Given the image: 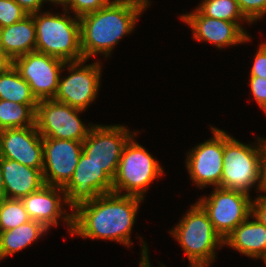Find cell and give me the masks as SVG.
<instances>
[{"label": "cell", "instance_id": "1", "mask_svg": "<svg viewBox=\"0 0 266 267\" xmlns=\"http://www.w3.org/2000/svg\"><path fill=\"white\" fill-rule=\"evenodd\" d=\"M140 197L114 192L99 195L73 210L72 235L113 240L129 246Z\"/></svg>", "mask_w": 266, "mask_h": 267}, {"label": "cell", "instance_id": "2", "mask_svg": "<svg viewBox=\"0 0 266 267\" xmlns=\"http://www.w3.org/2000/svg\"><path fill=\"white\" fill-rule=\"evenodd\" d=\"M148 0H113L79 18L81 51L85 60L98 53L109 56L119 39L134 30Z\"/></svg>", "mask_w": 266, "mask_h": 267}, {"label": "cell", "instance_id": "3", "mask_svg": "<svg viewBox=\"0 0 266 267\" xmlns=\"http://www.w3.org/2000/svg\"><path fill=\"white\" fill-rule=\"evenodd\" d=\"M258 144L245 145L223 130L222 188L249 194L250 188L257 183L261 193L266 139L258 138Z\"/></svg>", "mask_w": 266, "mask_h": 267}, {"label": "cell", "instance_id": "4", "mask_svg": "<svg viewBox=\"0 0 266 267\" xmlns=\"http://www.w3.org/2000/svg\"><path fill=\"white\" fill-rule=\"evenodd\" d=\"M36 26L35 51L65 62L83 60L81 51L80 20L65 12L62 15L48 12L31 14ZM77 19V20H76Z\"/></svg>", "mask_w": 266, "mask_h": 267}, {"label": "cell", "instance_id": "5", "mask_svg": "<svg viewBox=\"0 0 266 267\" xmlns=\"http://www.w3.org/2000/svg\"><path fill=\"white\" fill-rule=\"evenodd\" d=\"M170 233L183 248L190 267H208L215 259V248L224 240L213 228L207 213L196 202Z\"/></svg>", "mask_w": 266, "mask_h": 267}, {"label": "cell", "instance_id": "6", "mask_svg": "<svg viewBox=\"0 0 266 267\" xmlns=\"http://www.w3.org/2000/svg\"><path fill=\"white\" fill-rule=\"evenodd\" d=\"M132 136L124 146L112 192L144 199L148 186L164 171L148 151Z\"/></svg>", "mask_w": 266, "mask_h": 267}, {"label": "cell", "instance_id": "7", "mask_svg": "<svg viewBox=\"0 0 266 267\" xmlns=\"http://www.w3.org/2000/svg\"><path fill=\"white\" fill-rule=\"evenodd\" d=\"M197 203L223 240L251 215L250 194L239 190L215 187L209 197H202Z\"/></svg>", "mask_w": 266, "mask_h": 267}, {"label": "cell", "instance_id": "8", "mask_svg": "<svg viewBox=\"0 0 266 267\" xmlns=\"http://www.w3.org/2000/svg\"><path fill=\"white\" fill-rule=\"evenodd\" d=\"M84 110L54 99L40 100L36 108L35 125L43 138L83 142L91 129L84 125L78 113Z\"/></svg>", "mask_w": 266, "mask_h": 267}, {"label": "cell", "instance_id": "9", "mask_svg": "<svg viewBox=\"0 0 266 267\" xmlns=\"http://www.w3.org/2000/svg\"><path fill=\"white\" fill-rule=\"evenodd\" d=\"M135 132L124 125H93L83 141L82 153L113 180L116 176L124 146Z\"/></svg>", "mask_w": 266, "mask_h": 267}, {"label": "cell", "instance_id": "10", "mask_svg": "<svg viewBox=\"0 0 266 267\" xmlns=\"http://www.w3.org/2000/svg\"><path fill=\"white\" fill-rule=\"evenodd\" d=\"M29 84L38 101L53 99L58 90L60 73L66 62L38 51L16 57L12 62Z\"/></svg>", "mask_w": 266, "mask_h": 267}, {"label": "cell", "instance_id": "11", "mask_svg": "<svg viewBox=\"0 0 266 267\" xmlns=\"http://www.w3.org/2000/svg\"><path fill=\"white\" fill-rule=\"evenodd\" d=\"M85 61L87 60L66 62L70 75L59 78L54 100L85 110L96 99L101 80V65L98 61L83 65Z\"/></svg>", "mask_w": 266, "mask_h": 267}, {"label": "cell", "instance_id": "12", "mask_svg": "<svg viewBox=\"0 0 266 267\" xmlns=\"http://www.w3.org/2000/svg\"><path fill=\"white\" fill-rule=\"evenodd\" d=\"M214 137L188 152L186 168L190 179L199 188L207 185L221 187L223 172V130L211 127Z\"/></svg>", "mask_w": 266, "mask_h": 267}, {"label": "cell", "instance_id": "13", "mask_svg": "<svg viewBox=\"0 0 266 267\" xmlns=\"http://www.w3.org/2000/svg\"><path fill=\"white\" fill-rule=\"evenodd\" d=\"M83 142L43 138V179L46 185L64 187L82 153Z\"/></svg>", "mask_w": 266, "mask_h": 267}, {"label": "cell", "instance_id": "14", "mask_svg": "<svg viewBox=\"0 0 266 267\" xmlns=\"http://www.w3.org/2000/svg\"><path fill=\"white\" fill-rule=\"evenodd\" d=\"M113 180L95 163L81 153L71 180L63 187L67 205L75 210L99 195L112 192Z\"/></svg>", "mask_w": 266, "mask_h": 267}, {"label": "cell", "instance_id": "15", "mask_svg": "<svg viewBox=\"0 0 266 267\" xmlns=\"http://www.w3.org/2000/svg\"><path fill=\"white\" fill-rule=\"evenodd\" d=\"M0 157L43 169V137L36 125L0 130Z\"/></svg>", "mask_w": 266, "mask_h": 267}, {"label": "cell", "instance_id": "16", "mask_svg": "<svg viewBox=\"0 0 266 267\" xmlns=\"http://www.w3.org/2000/svg\"><path fill=\"white\" fill-rule=\"evenodd\" d=\"M192 12L183 14L180 19L192 28L193 39L213 43L219 49L251 40L240 22L209 18L201 15L197 10Z\"/></svg>", "mask_w": 266, "mask_h": 267}, {"label": "cell", "instance_id": "17", "mask_svg": "<svg viewBox=\"0 0 266 267\" xmlns=\"http://www.w3.org/2000/svg\"><path fill=\"white\" fill-rule=\"evenodd\" d=\"M21 201L24 204L30 220H35L49 229L53 225L58 226V218L62 216L63 220L69 225L68 231L72 233L73 213H64L65 211L62 210V205L67 203L66 195L62 187L45 184L39 190L23 197Z\"/></svg>", "mask_w": 266, "mask_h": 267}, {"label": "cell", "instance_id": "18", "mask_svg": "<svg viewBox=\"0 0 266 267\" xmlns=\"http://www.w3.org/2000/svg\"><path fill=\"white\" fill-rule=\"evenodd\" d=\"M5 198L22 199L39 190L44 183L42 170L0 157Z\"/></svg>", "mask_w": 266, "mask_h": 267}, {"label": "cell", "instance_id": "19", "mask_svg": "<svg viewBox=\"0 0 266 267\" xmlns=\"http://www.w3.org/2000/svg\"><path fill=\"white\" fill-rule=\"evenodd\" d=\"M250 217L225 238L224 244L248 257L261 258L266 262V226L256 219L249 220Z\"/></svg>", "mask_w": 266, "mask_h": 267}, {"label": "cell", "instance_id": "20", "mask_svg": "<svg viewBox=\"0 0 266 267\" xmlns=\"http://www.w3.org/2000/svg\"><path fill=\"white\" fill-rule=\"evenodd\" d=\"M0 45L12 62L16 57L35 51L36 26L32 15L10 26L0 28Z\"/></svg>", "mask_w": 266, "mask_h": 267}, {"label": "cell", "instance_id": "21", "mask_svg": "<svg viewBox=\"0 0 266 267\" xmlns=\"http://www.w3.org/2000/svg\"><path fill=\"white\" fill-rule=\"evenodd\" d=\"M48 231L41 223L29 220L8 231H0V260L26 248Z\"/></svg>", "mask_w": 266, "mask_h": 267}, {"label": "cell", "instance_id": "22", "mask_svg": "<svg viewBox=\"0 0 266 267\" xmlns=\"http://www.w3.org/2000/svg\"><path fill=\"white\" fill-rule=\"evenodd\" d=\"M0 99L19 104H38L29 84L11 63L0 68Z\"/></svg>", "mask_w": 266, "mask_h": 267}, {"label": "cell", "instance_id": "23", "mask_svg": "<svg viewBox=\"0 0 266 267\" xmlns=\"http://www.w3.org/2000/svg\"><path fill=\"white\" fill-rule=\"evenodd\" d=\"M37 105L0 99V130L35 126Z\"/></svg>", "mask_w": 266, "mask_h": 267}, {"label": "cell", "instance_id": "24", "mask_svg": "<svg viewBox=\"0 0 266 267\" xmlns=\"http://www.w3.org/2000/svg\"><path fill=\"white\" fill-rule=\"evenodd\" d=\"M201 15L229 22L248 21L236 0H202L196 9Z\"/></svg>", "mask_w": 266, "mask_h": 267}, {"label": "cell", "instance_id": "25", "mask_svg": "<svg viewBox=\"0 0 266 267\" xmlns=\"http://www.w3.org/2000/svg\"><path fill=\"white\" fill-rule=\"evenodd\" d=\"M30 220L21 199H0V231H8Z\"/></svg>", "mask_w": 266, "mask_h": 267}, {"label": "cell", "instance_id": "26", "mask_svg": "<svg viewBox=\"0 0 266 267\" xmlns=\"http://www.w3.org/2000/svg\"><path fill=\"white\" fill-rule=\"evenodd\" d=\"M28 13L15 0H0V28L23 20Z\"/></svg>", "mask_w": 266, "mask_h": 267}, {"label": "cell", "instance_id": "27", "mask_svg": "<svg viewBox=\"0 0 266 267\" xmlns=\"http://www.w3.org/2000/svg\"><path fill=\"white\" fill-rule=\"evenodd\" d=\"M109 2L110 0H69L66 9L63 10L69 13L70 9L67 8L69 7L72 9L71 11L76 14L75 16L80 18L86 14L102 9Z\"/></svg>", "mask_w": 266, "mask_h": 267}, {"label": "cell", "instance_id": "28", "mask_svg": "<svg viewBox=\"0 0 266 267\" xmlns=\"http://www.w3.org/2000/svg\"><path fill=\"white\" fill-rule=\"evenodd\" d=\"M239 8L248 20L252 23L266 14V0H236Z\"/></svg>", "mask_w": 266, "mask_h": 267}, {"label": "cell", "instance_id": "29", "mask_svg": "<svg viewBox=\"0 0 266 267\" xmlns=\"http://www.w3.org/2000/svg\"><path fill=\"white\" fill-rule=\"evenodd\" d=\"M250 89L259 107L266 112V78L250 76Z\"/></svg>", "mask_w": 266, "mask_h": 267}, {"label": "cell", "instance_id": "30", "mask_svg": "<svg viewBox=\"0 0 266 267\" xmlns=\"http://www.w3.org/2000/svg\"><path fill=\"white\" fill-rule=\"evenodd\" d=\"M250 76L266 78V43H262L255 54Z\"/></svg>", "mask_w": 266, "mask_h": 267}, {"label": "cell", "instance_id": "31", "mask_svg": "<svg viewBox=\"0 0 266 267\" xmlns=\"http://www.w3.org/2000/svg\"><path fill=\"white\" fill-rule=\"evenodd\" d=\"M251 217L266 226V198L259 195L252 201Z\"/></svg>", "mask_w": 266, "mask_h": 267}, {"label": "cell", "instance_id": "32", "mask_svg": "<svg viewBox=\"0 0 266 267\" xmlns=\"http://www.w3.org/2000/svg\"><path fill=\"white\" fill-rule=\"evenodd\" d=\"M27 13L28 15L37 13L42 8L45 0H15Z\"/></svg>", "mask_w": 266, "mask_h": 267}, {"label": "cell", "instance_id": "33", "mask_svg": "<svg viewBox=\"0 0 266 267\" xmlns=\"http://www.w3.org/2000/svg\"><path fill=\"white\" fill-rule=\"evenodd\" d=\"M141 260H140V267H151L150 266V261L148 259V248L146 243L143 242L142 244V255H141ZM164 267V266H163Z\"/></svg>", "mask_w": 266, "mask_h": 267}, {"label": "cell", "instance_id": "34", "mask_svg": "<svg viewBox=\"0 0 266 267\" xmlns=\"http://www.w3.org/2000/svg\"><path fill=\"white\" fill-rule=\"evenodd\" d=\"M11 64V61L7 58V56L3 53L1 45H0V68L7 67Z\"/></svg>", "mask_w": 266, "mask_h": 267}, {"label": "cell", "instance_id": "35", "mask_svg": "<svg viewBox=\"0 0 266 267\" xmlns=\"http://www.w3.org/2000/svg\"><path fill=\"white\" fill-rule=\"evenodd\" d=\"M261 192L266 193V152H265V158L263 163V184L261 188ZM266 198V195H261Z\"/></svg>", "mask_w": 266, "mask_h": 267}, {"label": "cell", "instance_id": "36", "mask_svg": "<svg viewBox=\"0 0 266 267\" xmlns=\"http://www.w3.org/2000/svg\"><path fill=\"white\" fill-rule=\"evenodd\" d=\"M5 198V187H4V180L2 175V169L0 166V199Z\"/></svg>", "mask_w": 266, "mask_h": 267}, {"label": "cell", "instance_id": "37", "mask_svg": "<svg viewBox=\"0 0 266 267\" xmlns=\"http://www.w3.org/2000/svg\"><path fill=\"white\" fill-rule=\"evenodd\" d=\"M45 1H49L51 3H57L58 5H63V9H66V6L68 5L69 0H45Z\"/></svg>", "mask_w": 266, "mask_h": 267}]
</instances>
